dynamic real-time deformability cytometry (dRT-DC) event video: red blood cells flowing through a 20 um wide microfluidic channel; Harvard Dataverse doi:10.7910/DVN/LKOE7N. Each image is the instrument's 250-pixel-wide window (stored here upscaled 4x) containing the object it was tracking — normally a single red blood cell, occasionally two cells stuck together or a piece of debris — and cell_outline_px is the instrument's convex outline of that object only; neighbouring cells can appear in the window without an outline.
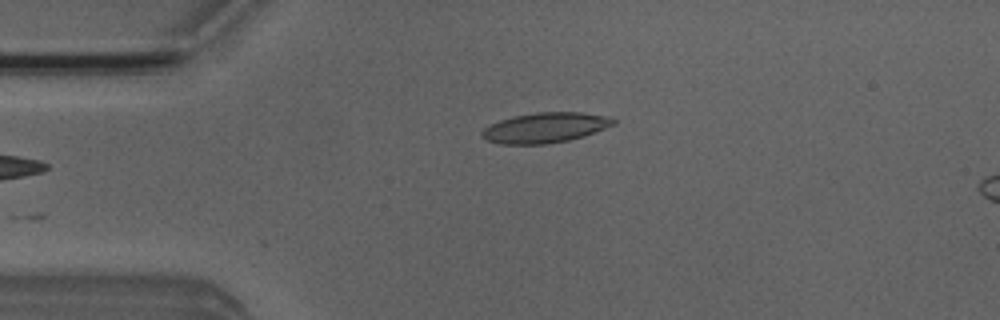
{"species": "Egyptian fruit bat (a non-hibernating species)", "species_latin": "Rousettus aegyptiacus", "temperature_condition": "room temperature", "stored_images_in_passage": 5, "camera_frame_rate_fps": 3000, "um_per_image_px": 0.085, "animal": {"sex": "male"}, "frame": {"image": 1, "passage_image": 5, "time_ms": 5.333, "image_size_px": [1000, 320], "cell_outline_px": [[616, 124], [584, 136], [568, 140], [544, 144], [500, 144], [488, 140], [480, 136], [480, 132], [488, 124], [512, 116], [536, 112], [580, 112], [604, 116], [616, 120]], "centroid_in_image_um": [46.29, 10.85], "position_along_channel_um": 38.7, "area_um2": 23.12}}